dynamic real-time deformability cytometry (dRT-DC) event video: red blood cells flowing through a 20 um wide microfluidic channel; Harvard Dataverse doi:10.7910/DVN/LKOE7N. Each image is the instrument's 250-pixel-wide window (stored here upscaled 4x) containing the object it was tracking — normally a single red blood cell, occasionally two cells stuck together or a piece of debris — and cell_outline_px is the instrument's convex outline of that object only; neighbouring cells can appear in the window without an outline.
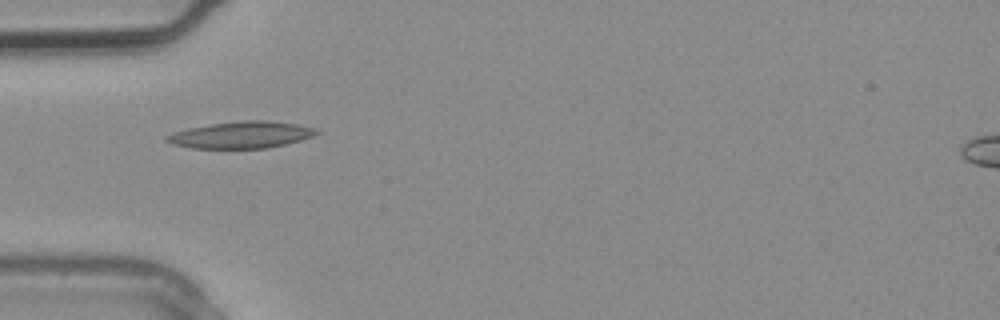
{"species": "common noctule bat (a hibernating species)", "species_latin": "Nyctalus noctula", "temperature_condition": "warm", "stored_images_in_passage": 3, "camera_frame_rate_fps": 3000, "um_per_image_px": 0.085, "animal": {"sex": "male", "body_mass_g": 20.4}, "frame": {"image": 1, "passage_image": 3, "time_ms": 0.667, "image_size_px": [1000, 320], "cell_outline_px": [[324, 132], [300, 140], [268, 148], [192, 148], [172, 144], [164, 140], [164, 136], [172, 132], [188, 128], [212, 124], [248, 120], [268, 120], [296, 124], [316, 128]], "centroid_in_image_um": [20.51, 11.46], "position_along_channel_um": 64.5, "area_um2": 23.35}}